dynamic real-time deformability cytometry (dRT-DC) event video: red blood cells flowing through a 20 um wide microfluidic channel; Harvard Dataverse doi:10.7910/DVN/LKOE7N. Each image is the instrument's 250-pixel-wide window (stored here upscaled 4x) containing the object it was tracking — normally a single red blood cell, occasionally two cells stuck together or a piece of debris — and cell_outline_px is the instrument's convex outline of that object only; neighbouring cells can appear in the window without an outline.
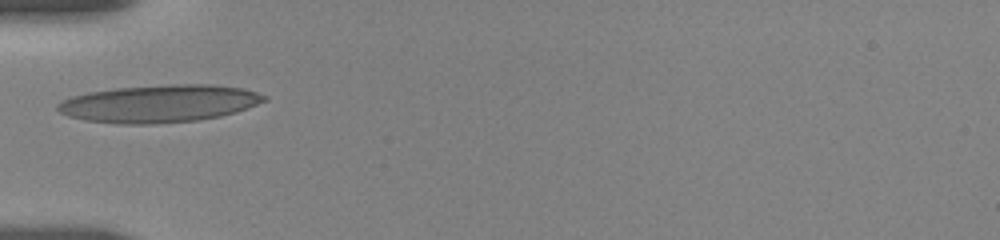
{"species": "human", "species_latin": "Homo sapiens", "temperature_condition": "room temperature", "stored_images_in_passage": 15, "camera_frame_rate_fps": 3000, "um_per_image_px": 0.085, "donor": {"sex": "female"}, "frame": {"image": 1, "passage_image": 1, "time_ms": 0.0, "image_size_px": [1000, 240], "cell_outline_px": [[268, 100], [220, 116], [196, 120], [152, 124], [120, 124], [84, 120], [68, 116], [60, 112], [56, 108], [56, 104], [60, 100], [72, 96], [88, 92], [116, 88], [168, 84], [212, 84], [244, 88], [268, 96]], "centroid_in_image_um": [13.49, 8.79], "position_along_channel_um": 71.5, "area_um2": 45.14}}
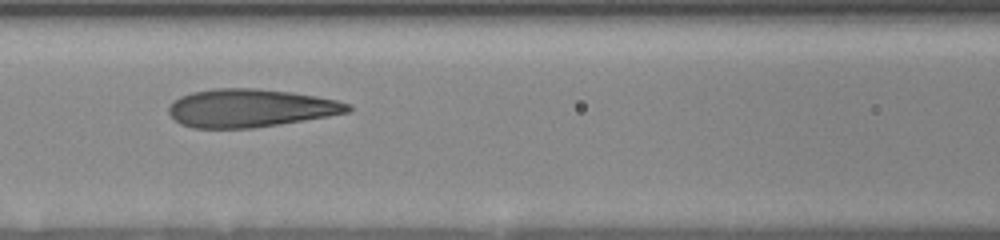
{"frame": {"image": 2, "passage_image": 8, "time_ms": 2.0, "image_size_px": [1000, 240], "cell_outline_px": [[352, 108], [348, 112], [328, 116], [252, 128], [192, 128], [180, 124], [168, 112], [168, 108], [180, 96], [192, 92], [212, 88], [256, 88], [292, 92], [316, 96], [336, 100], [352, 104]], "centroid_in_image_um": [21.27, 9.18], "position_along_channel_um": 145.3, "area_um2": 39.65}}
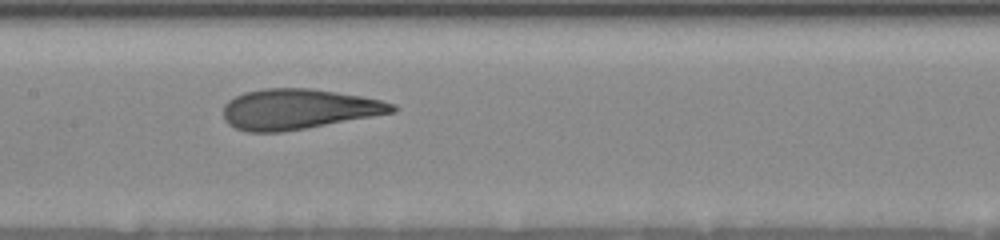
{"frame": {"image": 3, "passage_image": 11, "time_ms": 3.0, "image_size_px": [1000, 240], "cell_outline_px": [[400, 108], [396, 112], [304, 128], [280, 132], [248, 132], [236, 128], [228, 124], [224, 120], [224, 104], [228, 100], [244, 92], [264, 88], [312, 88], [360, 96], [380, 100], [396, 104]], "centroid_in_image_um": [25.36, 9.27], "position_along_channel_um": 182.0, "area_um2": 39.59}}